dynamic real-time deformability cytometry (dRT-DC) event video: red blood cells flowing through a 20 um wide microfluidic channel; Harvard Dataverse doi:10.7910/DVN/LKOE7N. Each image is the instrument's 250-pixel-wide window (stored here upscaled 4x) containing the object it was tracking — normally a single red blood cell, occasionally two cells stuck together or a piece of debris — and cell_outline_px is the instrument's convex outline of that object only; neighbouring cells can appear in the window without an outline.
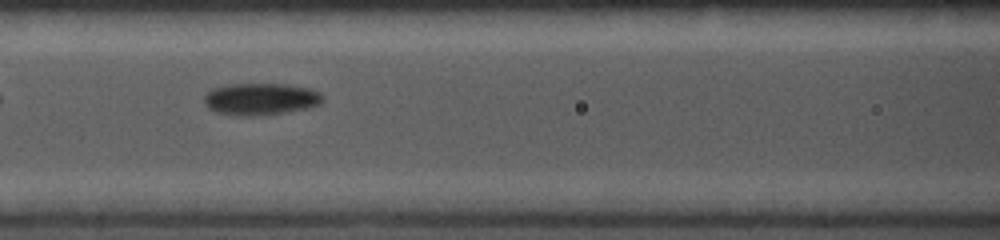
{"species": "common noctule bat (a hibernating species)", "species_latin": "Nyctalus noctula", "temperature_condition": "cold", "stored_images_in_passage": 7, "camera_frame_rate_fps": 5000, "um_per_image_px": 0.085, "animal": {"sex": "female", "body_mass_g": 19.0, "forearm_length_mm": 56.7}, "frame": {"image": 1, "passage_image": 4, "time_ms": 0.6, "image_size_px": [1000, 240], "cell_outline_px": [[324, 100], [320, 104], [308, 108], [284, 112], [252, 116], [236, 116], [216, 112], [208, 108], [204, 104], [204, 96], [212, 88], [232, 84], [288, 84], [308, 88], [320, 92], [324, 96]], "centroid_in_image_um": [22.16, 8.42], "position_along_channel_um": 144.4, "area_um2": 22.2}}
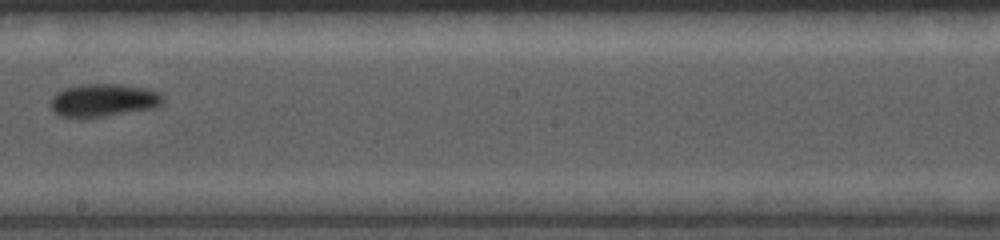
{"frame": {"image": 2, "passage_image": 6, "time_ms": 1.0, "image_size_px": [1000, 240], "cell_outline_px": [[164, 100], [156, 108], [84, 120], [80, 120], [60, 116], [52, 108], [52, 96], [56, 92], [64, 88], [84, 84], [120, 84], [144, 88], [156, 92], [164, 96]], "centroid_in_image_um": [8.77, 8.56], "position_along_channel_um": 239.4, "area_um2": 21.96}}
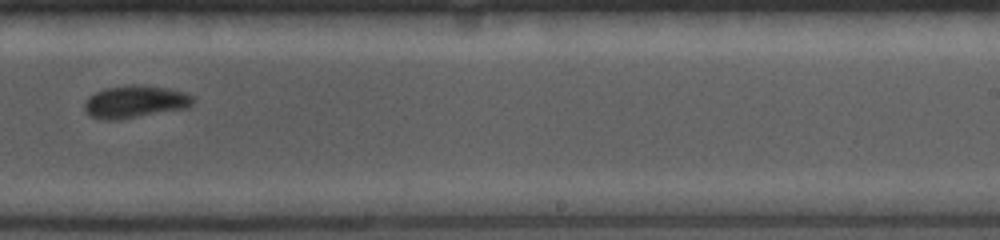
{"frame": {"image": 3, "passage_image": 7, "time_ms": 1.2, "image_size_px": [1000, 240], "cell_outline_px": [[192, 104], [184, 108], [116, 120], [96, 120], [88, 116], [84, 112], [84, 104], [88, 96], [104, 88], [132, 84], [168, 88], [184, 92], [192, 96]], "centroid_in_image_um": [11.37, 8.65], "position_along_channel_um": 277.6, "area_um2": 20.46}}